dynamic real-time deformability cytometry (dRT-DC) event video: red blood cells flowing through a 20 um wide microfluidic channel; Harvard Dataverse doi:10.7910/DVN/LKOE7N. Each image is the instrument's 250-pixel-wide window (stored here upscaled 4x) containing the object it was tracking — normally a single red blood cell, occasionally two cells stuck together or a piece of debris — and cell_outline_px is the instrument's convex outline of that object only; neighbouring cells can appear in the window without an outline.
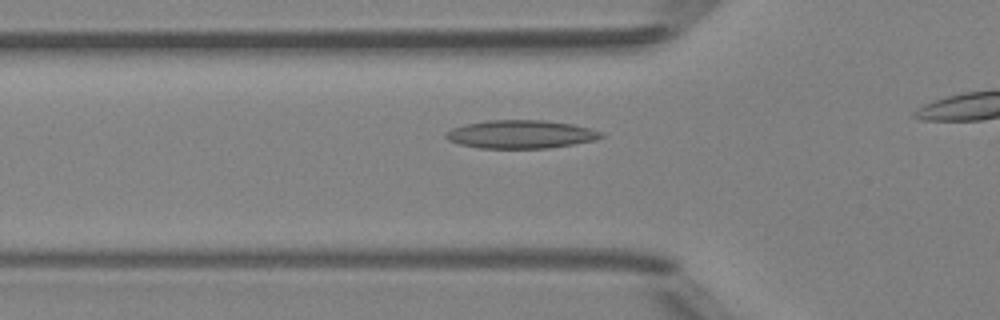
{"species": "Egyptian fruit bat (a non-hibernating species)", "species_latin": "Rousettus aegyptiacus", "temperature_condition": "room temperature", "stored_images_in_passage": 19, "camera_frame_rate_fps": 3000, "um_per_image_px": 0.085, "animal": {"sex": "female"}, "frame": {"image": 1, "passage_image": 11, "time_ms": 3.333, "image_size_px": [1000, 320], "cell_outline_px": [[604, 136], [596, 140], [548, 148], [480, 148], [460, 144], [448, 140], [444, 136], [444, 132], [452, 128], [464, 124], [484, 120], [544, 120], [572, 124], [604, 132]], "centroid_in_image_um": [44.24, 11.41], "position_along_channel_um": 81.6, "area_um2": 25.66}}
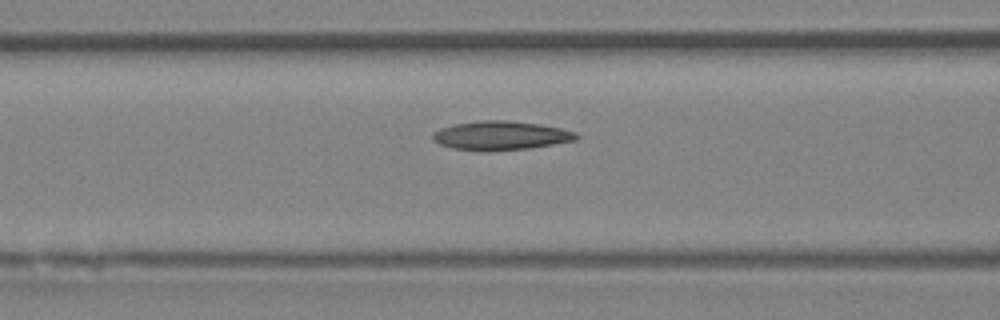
{"frame": {"image": 2, "passage_image": 14, "time_ms": 4.333, "image_size_px": [1000, 320], "cell_outline_px": [[580, 136], [576, 140], [528, 148], [488, 152], [484, 152], [452, 148], [440, 144], [432, 140], [432, 132], [440, 128], [456, 124], [480, 120], [504, 120], [540, 124], [560, 128], [576, 132]], "centroid_in_image_um": [42.53, 11.53], "position_along_channel_um": 124.1, "area_um2": 24.33}}
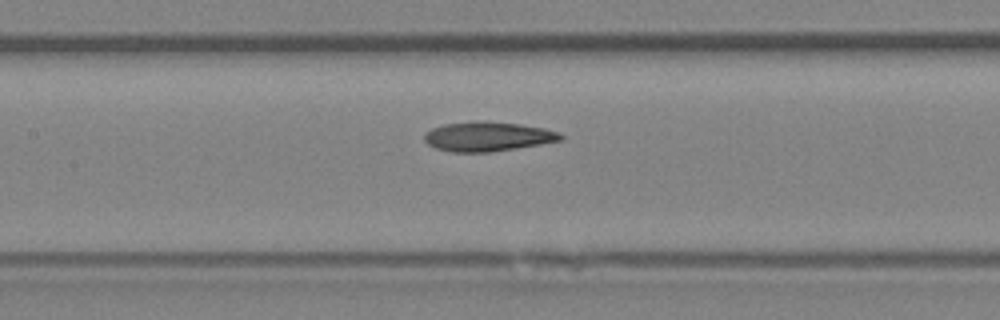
{"frame": {"image": 3, "passage_image": 17, "time_ms": 5.333, "image_size_px": [1000, 320], "cell_outline_px": [[564, 140], [516, 148], [488, 152], [452, 152], [436, 148], [428, 144], [424, 140], [424, 132], [432, 128], [444, 124], [520, 124], [544, 128], [560, 132], [564, 136]], "centroid_in_image_um": [41.49, 11.65], "position_along_channel_um": 165.9, "area_um2": 22.43}}